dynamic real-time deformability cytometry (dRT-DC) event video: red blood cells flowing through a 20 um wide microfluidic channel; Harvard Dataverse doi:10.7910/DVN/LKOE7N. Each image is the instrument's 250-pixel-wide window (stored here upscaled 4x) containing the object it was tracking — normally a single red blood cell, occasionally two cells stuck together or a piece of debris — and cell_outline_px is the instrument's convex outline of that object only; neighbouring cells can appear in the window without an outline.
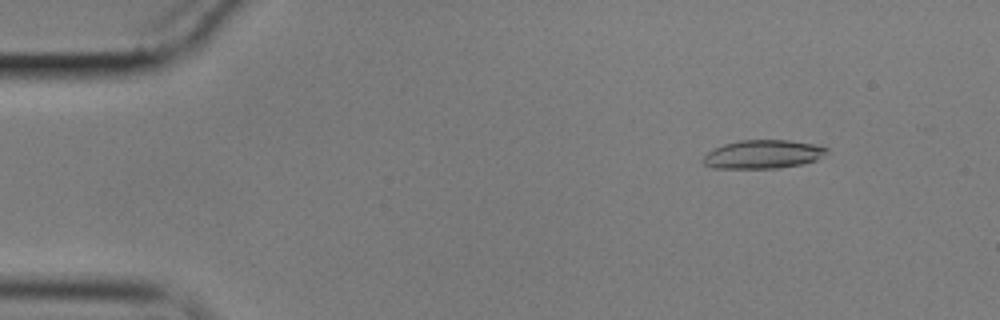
{"species": "common noctule bat (a hibernating species)", "species_latin": "Nyctalus noctula", "temperature_condition": "cold", "stored_images_in_passage": 59, "camera_frame_rate_fps": 3000, "um_per_image_px": 0.085, "animal": {"sex": "male", "body_mass_g": 17.9}, "frame": {"image": 1, "passage_image": 7, "time_ms": 2.0, "image_size_px": [1000, 320], "cell_outline_px": [[828, 152], [816, 160], [800, 164], [780, 168], [712, 168], [704, 164], [700, 160], [708, 152], [724, 144], [740, 140], [788, 140], [820, 144], [828, 148]], "centroid_in_image_um": [64.88, 13.11], "position_along_channel_um": 20.1, "area_um2": 20.69}}
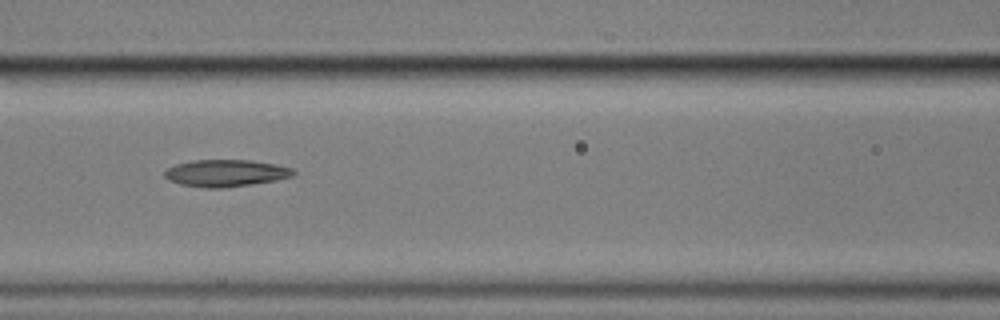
{"frame": {"image": 2, "passage_image": 26, "time_ms": 8.333, "image_size_px": [1000, 320], "cell_outline_px": [[296, 176], [276, 180], [252, 184], [224, 188], [204, 188], [180, 184], [168, 180], [164, 176], [164, 172], [168, 168], [176, 164], [192, 160], [248, 160], [276, 164], [292, 168], [296, 172]], "centroid_in_image_um": [19.21, 14.72], "position_along_channel_um": 147.4, "area_um2": 20.4}}
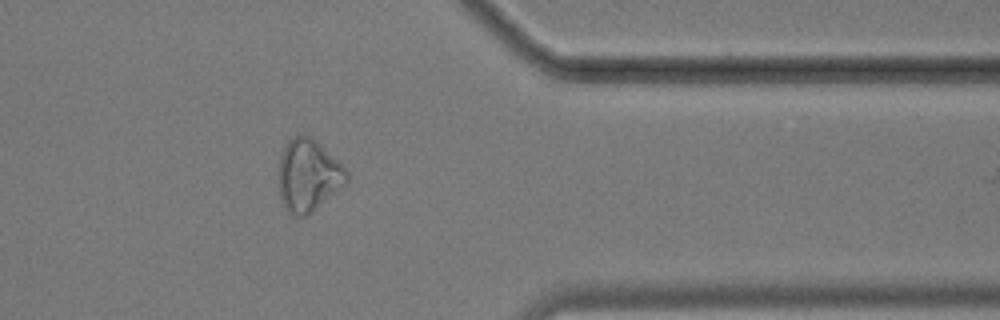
{"frame": {"image": 3, "passage_image": 48, "time_ms": 15.667, "image_size_px": [1000, 320], "cell_outline_px": [[348, 180], [340, 188], [308, 216], [296, 216], [288, 212], [280, 196], [280, 156], [288, 140], [292, 136], [300, 132], [304, 132], [316, 140], [348, 172]], "centroid_in_image_um": [26.19, 14.88], "position_along_channel_um": 385.2, "area_um2": 28.26}, "authors_computed_cell_mechanics": {"area_um2": 20.6346, "velocity_mm_per_s": 3.4262, "shape_relaxation_time_tau1_ms": 8.8405, "shape_relaxation_time_tau2_ms": 3.7202, "deformation_change_tau1": 0.191, "deformation_change_tau2": 0.1117}}